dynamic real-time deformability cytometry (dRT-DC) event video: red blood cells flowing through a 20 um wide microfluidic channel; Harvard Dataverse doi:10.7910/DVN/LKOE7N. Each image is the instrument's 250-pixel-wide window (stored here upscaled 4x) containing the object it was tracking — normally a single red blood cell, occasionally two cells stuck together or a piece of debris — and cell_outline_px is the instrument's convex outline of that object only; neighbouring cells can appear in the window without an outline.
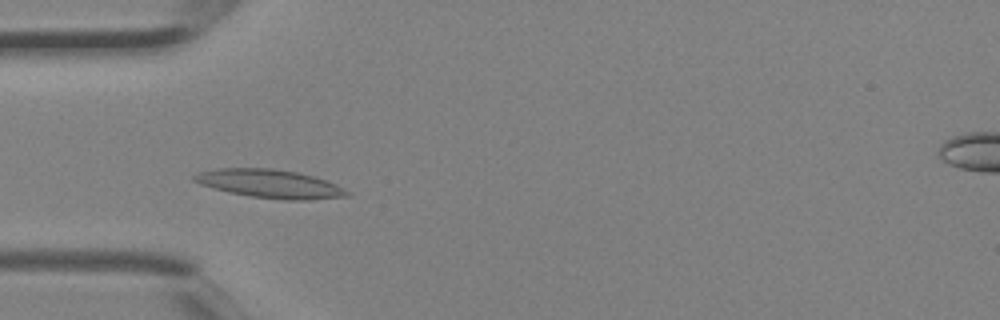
{"species": "Egyptian fruit bat (a non-hibernating species)", "species_latin": "Rousettus aegyptiacus", "temperature_condition": "room temperature", "stored_images_in_passage": 4, "camera_frame_rate_fps": 3000, "um_per_image_px": 0.085, "animal": {"sex": "female"}, "frame": {"image": 1, "passage_image": 3, "time_ms": 0.667, "image_size_px": [1000, 320], "cell_outline_px": [[352, 196], [308, 200], [284, 200], [252, 196], [228, 192], [200, 184], [192, 180], [192, 176], [196, 172], [216, 168], [272, 168], [296, 172], [312, 176], [336, 184], [348, 192]], "centroid_in_image_um": [22.9, 15.62], "position_along_channel_um": 62.1, "area_um2": 25.32}}
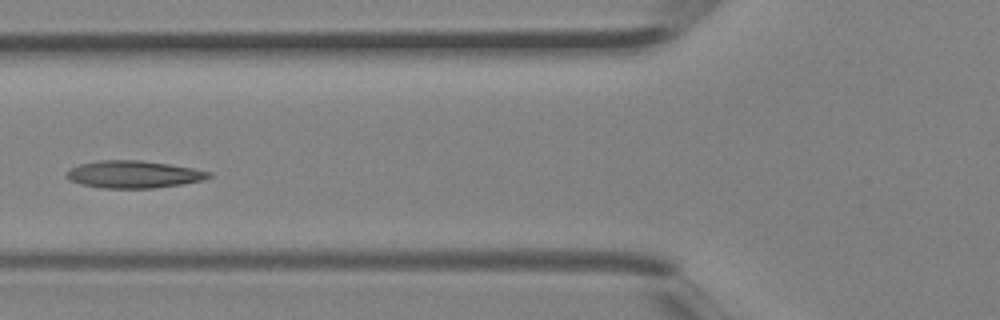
{"frame": {"image": 2, "passage_image": 4, "time_ms": 1.0, "image_size_px": [1000, 320], "cell_outline_px": [[212, 176], [204, 180], [156, 188], [104, 188], [80, 184], [68, 180], [64, 176], [72, 168], [80, 164], [100, 160], [140, 160], [168, 164], [192, 168], [212, 172]], "centroid_in_image_um": [11.36, 14.82], "position_along_channel_um": 114.4, "area_um2": 22.6}}